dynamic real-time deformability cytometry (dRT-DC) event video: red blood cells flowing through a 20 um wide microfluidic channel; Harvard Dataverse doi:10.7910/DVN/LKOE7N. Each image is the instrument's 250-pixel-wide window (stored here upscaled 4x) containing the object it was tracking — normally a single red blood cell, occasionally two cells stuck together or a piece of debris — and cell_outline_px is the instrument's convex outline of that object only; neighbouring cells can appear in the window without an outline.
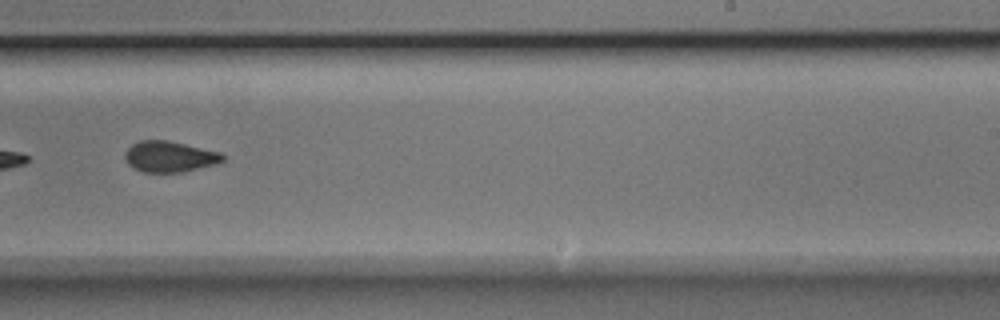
{"species": "Egyptian fruit bat (a non-hibernating species)", "species_latin": "Rousettus aegyptiacus", "temperature_condition": "room temperature", "stored_images_in_passage": 36, "segment_of_instrument_passage": [2, 2], "camera_frame_rate_fps": 3000, "um_per_image_px": 0.085, "animal": {"sex": "male"}, "frame": {"image": 1, "passage_image": 32, "time_ms": 10.333, "image_size_px": [1000, 320], "cell_outline_px": [[224, 160], [216, 164], [180, 172], [144, 172], [128, 164], [124, 156], [124, 152], [132, 144], [140, 140], [168, 140], [220, 152], [224, 156]], "centroid_in_image_um": [14.4, 13.3], "position_along_channel_um": 274.6, "area_um2": 17.46}}